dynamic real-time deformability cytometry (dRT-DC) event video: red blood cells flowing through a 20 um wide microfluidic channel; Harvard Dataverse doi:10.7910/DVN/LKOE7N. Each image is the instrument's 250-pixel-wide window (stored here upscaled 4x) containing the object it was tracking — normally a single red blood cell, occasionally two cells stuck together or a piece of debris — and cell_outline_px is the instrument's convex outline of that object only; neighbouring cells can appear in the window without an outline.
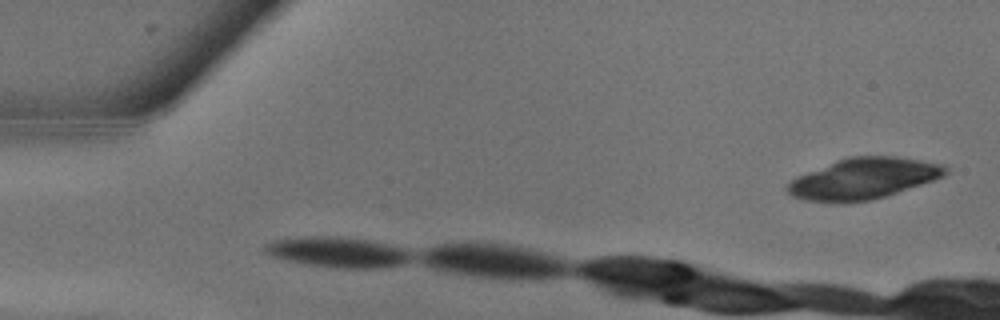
{"species": "common noctule bat (a hibernating species)", "species_latin": "Nyctalus noctula", "temperature_condition": "warm", "stored_images_in_passage": 5, "camera_frame_rate_fps": 3000, "um_per_image_px": 0.085, "animal": {"sex": "male", "body_mass_g": 13.3}, "frame": {"image": 1, "passage_image": 1, "time_ms": 0.0, "image_size_px": [1000, 320], "cell_outline_px": [[948, 172], [944, 176], [884, 196], [868, 200], [808, 200], [792, 196], [784, 188], [796, 176], [840, 160], [852, 156], [896, 156], [940, 164], [948, 168]], "centroid_in_image_um": [73.4, 15.15], "position_along_channel_um": 11.6, "area_um2": 36.3}}
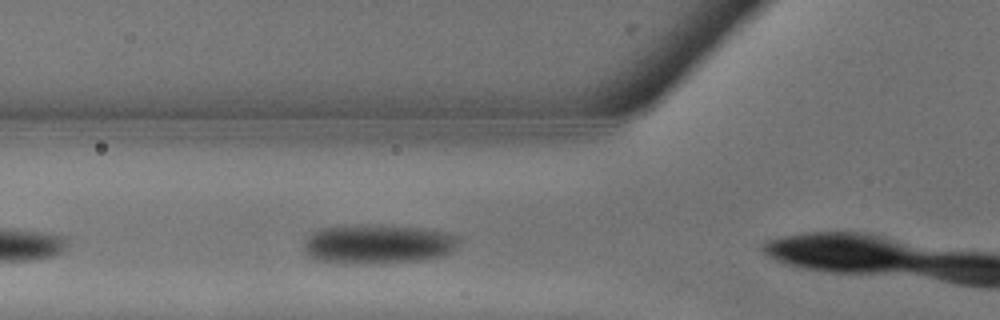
{"frame": {"image": 2, "passage_image": 4, "time_ms": 1.0, "image_size_px": [1000, 320], "cell_outline_px": [[460, 240], [456, 248], [452, 252], [440, 256], [424, 260], [364, 264], [356, 264], [316, 260], [308, 256], [304, 252], [304, 240], [308, 236], [324, 228], [356, 224], [424, 228], [444, 232], [460, 236]], "centroid_in_image_um": [32.14, 20.75], "position_along_channel_um": 93.7, "area_um2": 35.66}}